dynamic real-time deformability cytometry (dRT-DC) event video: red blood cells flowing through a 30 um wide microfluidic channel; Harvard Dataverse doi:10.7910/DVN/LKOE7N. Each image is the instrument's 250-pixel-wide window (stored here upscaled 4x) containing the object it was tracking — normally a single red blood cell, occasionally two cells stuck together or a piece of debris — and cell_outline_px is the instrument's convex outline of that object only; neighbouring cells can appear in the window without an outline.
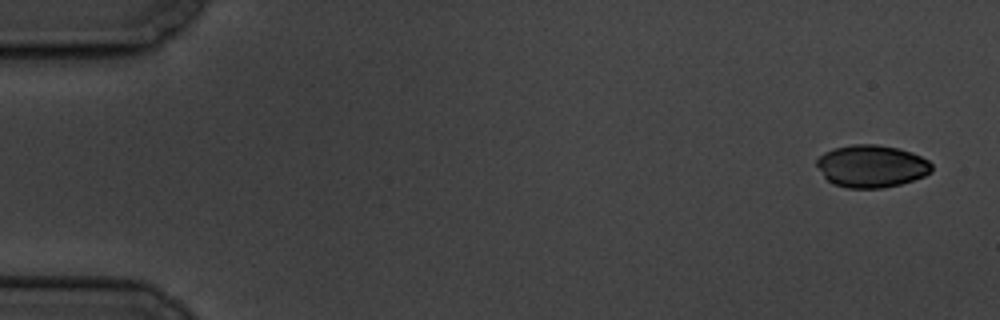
{"species": "common noctule bat (a hibernating species)", "species_latin": "Nyctalus noctula", "temperature_condition": "cold", "stored_images_in_passage": 8, "camera_frame_rate_fps": 3000, "um_per_image_px": 0.085, "animal": {"sex": "male", "body_mass_g": 19.5, "forearm_length_mm": 54.6}, "frame": {"image": 1, "passage_image": 1, "time_ms": 0.0, "image_size_px": [1000, 320], "cell_outline_px": [[932, 172], [924, 176], [900, 184], [884, 188], [848, 188], [832, 184], [824, 176], [816, 164], [816, 160], [824, 152], [832, 148], [852, 144], [876, 144], [900, 148], [912, 152], [928, 160], [932, 164]], "centroid_in_image_um": [74.08, 14.11], "position_along_channel_um": 10.9, "area_um2": 28.61}}
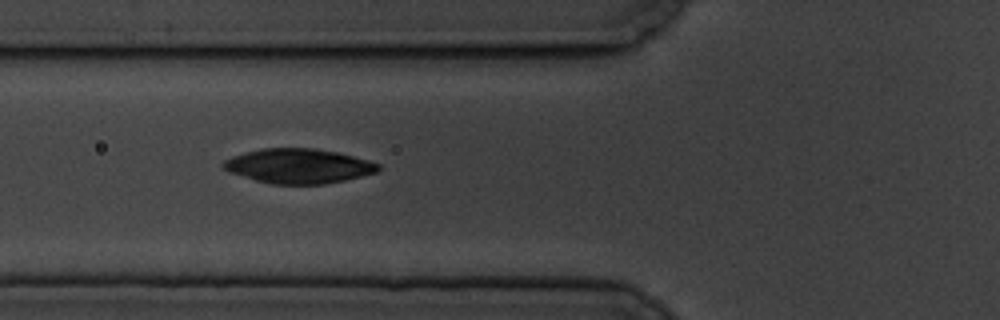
{"frame": {"image": 2, "passage_image": 6, "time_ms": 6.333, "image_size_px": [1000, 320], "cell_outline_px": [[380, 168], [376, 172], [344, 180], [324, 184], [272, 184], [256, 180], [232, 172], [224, 168], [220, 164], [224, 160], [232, 156], [244, 152], [260, 148], [316, 148], [336, 152], [368, 160], [380, 164]], "centroid_in_image_um": [25.36, 14.1], "position_along_channel_um": 100.4, "area_um2": 31.04}}
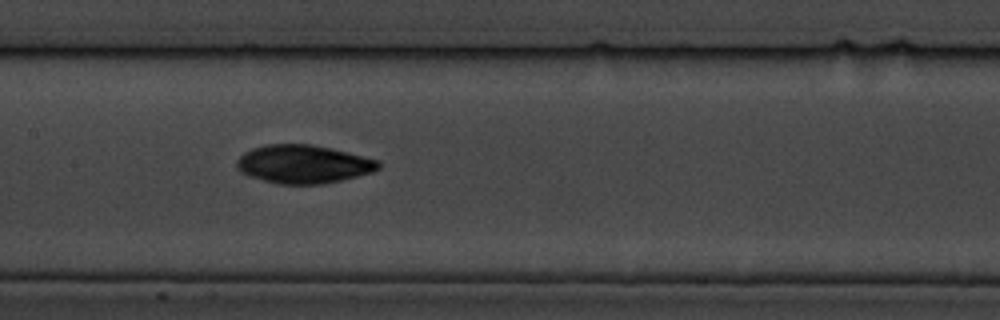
{"frame": {"image": 3, "passage_image": 8, "time_ms": 8.667, "image_size_px": [1000, 320], "cell_outline_px": [[380, 168], [372, 172], [324, 184], [276, 184], [248, 176], [240, 172], [236, 168], [236, 160], [244, 152], [252, 148], [268, 144], [312, 144], [332, 148], [380, 160]], "centroid_in_image_um": [25.76, 13.95], "position_along_channel_um": 181.6, "area_um2": 31.91}}